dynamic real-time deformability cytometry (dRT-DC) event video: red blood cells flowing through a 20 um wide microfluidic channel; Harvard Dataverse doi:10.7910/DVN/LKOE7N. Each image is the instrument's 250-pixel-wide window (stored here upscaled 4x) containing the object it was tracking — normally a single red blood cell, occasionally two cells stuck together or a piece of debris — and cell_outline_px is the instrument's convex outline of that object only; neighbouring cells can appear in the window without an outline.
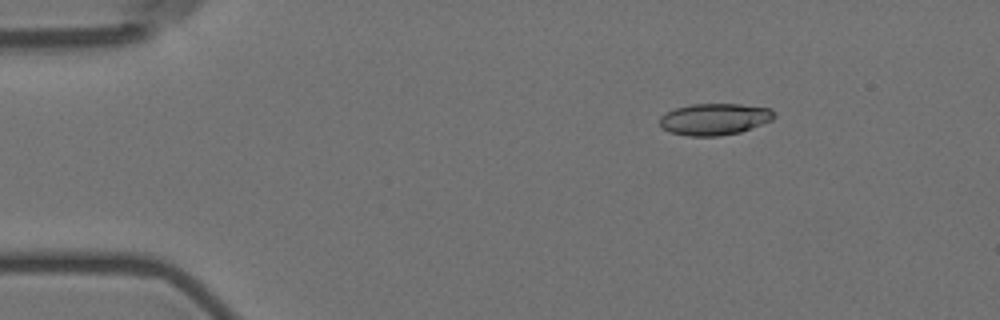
{"species": "Egyptian fruit bat (a non-hibernating species)", "species_latin": "Rousettus aegyptiacus", "temperature_condition": "room temperature", "stored_images_in_passage": 11, "camera_frame_rate_fps": 3000, "um_per_image_px": 0.085, "animal": {"sex": "female"}, "frame": {"image": 1, "passage_image": 2, "time_ms": 2.0, "image_size_px": [1000, 320], "cell_outline_px": [[776, 116], [772, 120], [740, 132], [720, 136], [688, 136], [668, 132], [660, 124], [660, 116], [664, 112], [676, 108], [692, 104], [740, 104], [768, 108]], "centroid_in_image_um": [60.7, 10.13], "position_along_channel_um": 24.3, "area_um2": 21.04}}
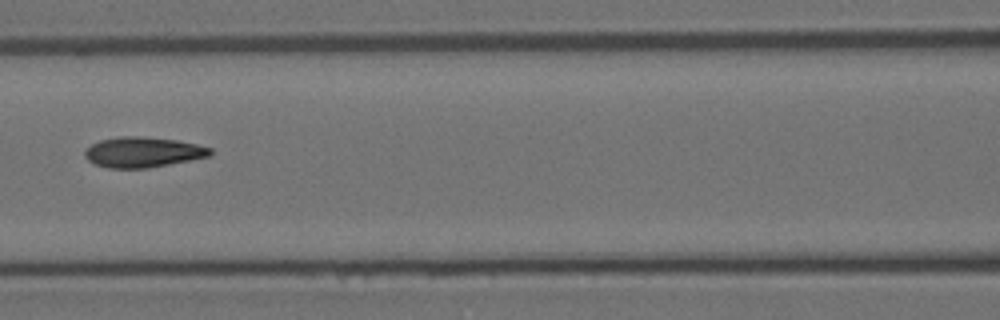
{"frame": {"image": 2, "passage_image": 7, "time_ms": 7.667, "image_size_px": [1000, 320], "cell_outline_px": [[212, 152], [208, 156], [148, 168], [108, 168], [96, 164], [88, 160], [84, 156], [84, 152], [92, 144], [100, 140], [120, 136], [140, 136], [176, 140], [196, 144], [212, 148]], "centroid_in_image_um": [12.12, 12.93], "position_along_channel_um": 154.5, "area_um2": 21.91}}
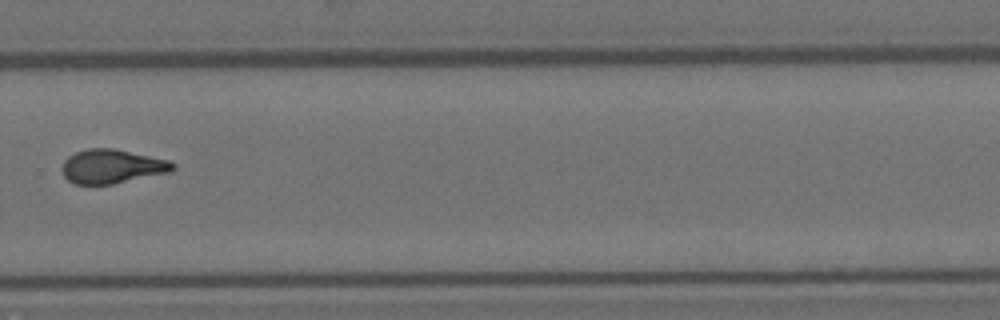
{"frame": {"image": 3, "passage_image": 11, "time_ms": 12.333, "image_size_px": [1000, 320], "cell_outline_px": [[176, 168], [172, 172], [112, 184], [76, 184], [68, 180], [64, 176], [60, 168], [64, 160], [68, 156], [76, 152], [88, 148], [112, 148], [168, 160], [176, 164]], "centroid_in_image_um": [9.52, 14.15], "position_along_channel_um": 320.3, "area_um2": 22.02}}